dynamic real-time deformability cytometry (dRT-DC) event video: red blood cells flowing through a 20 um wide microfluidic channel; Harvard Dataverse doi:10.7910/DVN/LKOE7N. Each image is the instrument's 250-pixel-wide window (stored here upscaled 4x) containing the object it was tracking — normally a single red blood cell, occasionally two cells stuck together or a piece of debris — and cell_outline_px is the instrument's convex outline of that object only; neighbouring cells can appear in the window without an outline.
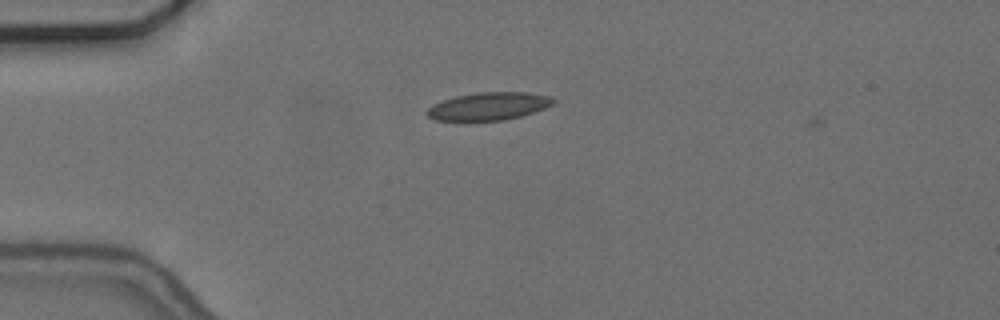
{"species": "common noctule bat (a hibernating species)", "species_latin": "Nyctalus noctula", "temperature_condition": "cold", "stored_images_in_passage": 4, "camera_frame_rate_fps": 3000, "um_per_image_px": 0.085, "animal": {"sex": "female", "body_mass_g": 24.6, "forearm_length_mm": 56.2}, "frame": {"image": 1, "passage_image": 3, "time_ms": 0.667, "image_size_px": [1000, 320], "cell_outline_px": [[556, 100], [552, 104], [544, 108], [520, 116], [504, 120], [436, 120], [428, 116], [424, 112], [432, 104], [456, 96], [480, 92], [528, 92], [552, 96]], "centroid_in_image_um": [41.54, 9.02], "position_along_channel_um": 43.5, "area_um2": 20.29}}